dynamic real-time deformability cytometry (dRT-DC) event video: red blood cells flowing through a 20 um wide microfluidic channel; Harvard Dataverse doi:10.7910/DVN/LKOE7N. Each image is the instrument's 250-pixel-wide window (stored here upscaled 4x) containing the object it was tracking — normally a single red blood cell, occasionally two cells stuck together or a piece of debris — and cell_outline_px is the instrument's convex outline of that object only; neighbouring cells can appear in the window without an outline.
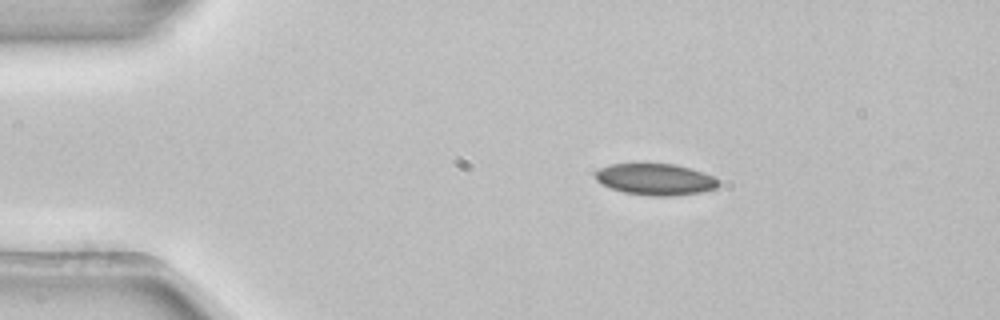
{"species": "common noctule bat (a hibernating species)", "species_latin": "Nyctalus noctula", "temperature_condition": "room temperature", "stored_images_in_passage": 3, "camera_frame_rate_fps": 3000, "um_per_image_px": 0.085, "animal": {"sex": "female", "body_mass_g": 22.7, "forearm_length_mm": 54.2}, "frame": {"image": 1, "passage_image": 1, "time_ms": 0.0, "image_size_px": [1000, 320], "cell_outline_px": [[720, 184], [716, 188], [700, 192], [672, 196], [652, 196], [624, 192], [600, 184], [596, 180], [596, 172], [600, 168], [608, 164], [676, 164], [704, 172], [720, 180]], "centroid_in_image_um": [55.73, 15.24], "position_along_channel_um": 29.3, "area_um2": 22.6}}
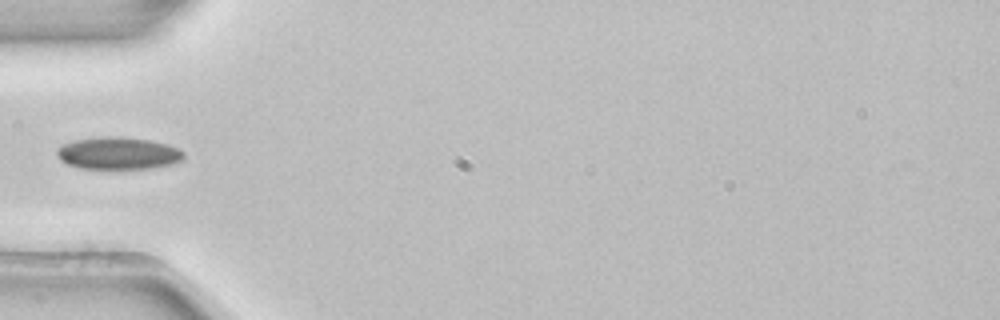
{"frame": {"image": 2, "passage_image": 3, "time_ms": 0.667, "image_size_px": [1000, 320], "cell_outline_px": [[184, 156], [180, 160], [172, 164], [152, 168], [80, 168], [68, 164], [60, 160], [56, 152], [64, 144], [76, 140], [100, 136], [120, 136], [148, 140], [168, 144], [180, 148], [184, 152]], "centroid_in_image_um": [10.08, 13.02], "position_along_channel_um": 74.9, "area_um2": 23.7}}